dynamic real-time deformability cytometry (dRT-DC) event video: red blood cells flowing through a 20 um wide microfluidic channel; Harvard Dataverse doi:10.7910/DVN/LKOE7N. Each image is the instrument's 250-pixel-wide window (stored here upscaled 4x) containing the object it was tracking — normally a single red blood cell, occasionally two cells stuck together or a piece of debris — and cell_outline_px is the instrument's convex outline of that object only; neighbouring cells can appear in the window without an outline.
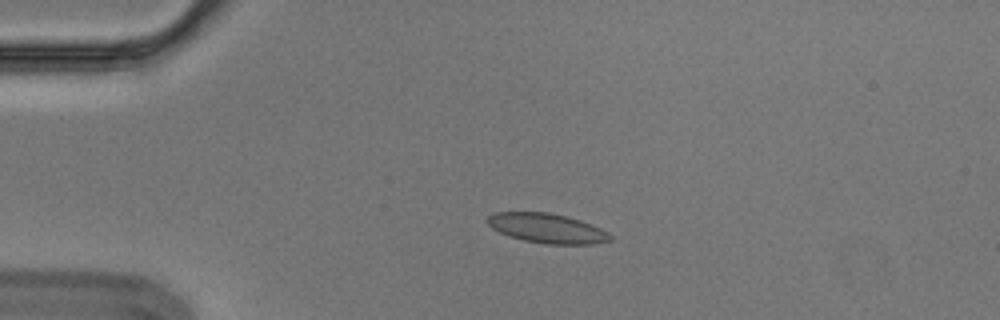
{"species": "Egyptian fruit bat (a non-hibernating species)", "species_latin": "Rousettus aegyptiacus", "temperature_condition": "cold", "stored_images_in_passage": 2, "camera_frame_rate_fps": 3000, "um_per_image_px": 0.085, "animal": {"sex": "male"}, "frame": {"image": 1, "passage_image": 1, "time_ms": 0.0, "image_size_px": [1000, 320], "cell_outline_px": [[612, 240], [592, 244], [548, 244], [524, 240], [508, 236], [492, 228], [484, 220], [492, 212], [548, 212], [580, 220], [592, 224], [608, 232], [612, 236]], "centroid_in_image_um": [46.47, 19.4], "position_along_channel_um": 38.5, "area_um2": 21.21}}